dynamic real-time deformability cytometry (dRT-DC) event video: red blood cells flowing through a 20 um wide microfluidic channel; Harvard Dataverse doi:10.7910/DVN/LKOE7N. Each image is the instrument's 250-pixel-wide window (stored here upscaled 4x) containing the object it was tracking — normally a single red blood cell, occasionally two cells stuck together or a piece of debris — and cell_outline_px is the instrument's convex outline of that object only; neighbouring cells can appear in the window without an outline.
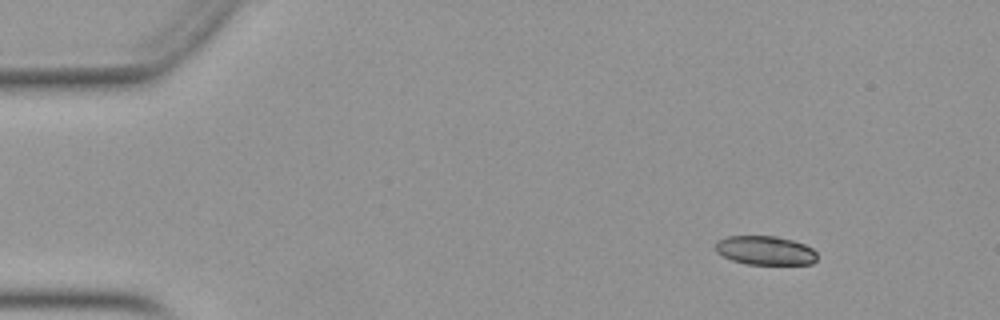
{"species": "Egyptian fruit bat (a non-hibernating species)", "species_latin": "Rousettus aegyptiacus", "temperature_condition": "warm", "stored_images_in_passage": 52, "camera_frame_rate_fps": 3000, "um_per_image_px": 0.085, "animal": {"sex": "female"}, "frame": {"image": 1, "passage_image": 6, "time_ms": 1.667, "image_size_px": [1000, 320], "cell_outline_px": [[816, 260], [812, 264], [748, 264], [732, 260], [716, 252], [716, 240], [728, 236], [776, 236], [792, 240], [804, 244], [812, 248], [816, 252]], "centroid_in_image_um": [65.04, 21.28], "position_along_channel_um": 20.0, "area_um2": 17.11}}
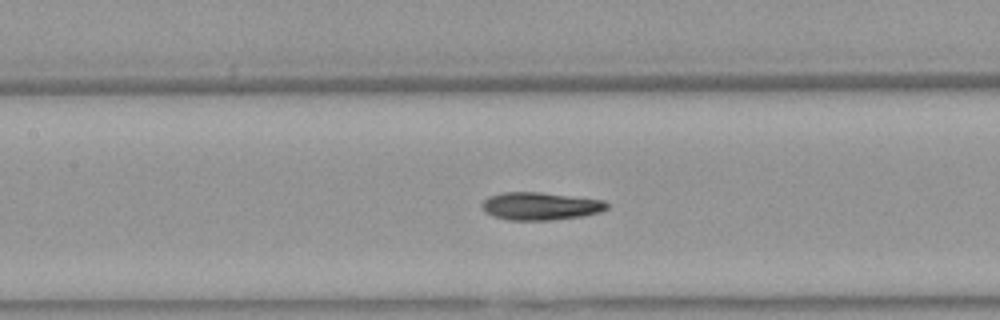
{"frame": {"image": 2, "passage_image": 24, "time_ms": 7.667, "image_size_px": [1000, 320], "cell_outline_px": [[608, 208], [600, 212], [584, 216], [552, 220], [508, 220], [492, 216], [484, 212], [480, 204], [488, 196], [504, 192], [540, 192], [604, 200], [608, 204]], "centroid_in_image_um": [45.91, 17.52], "position_along_channel_um": 161.5, "area_um2": 20.4}}
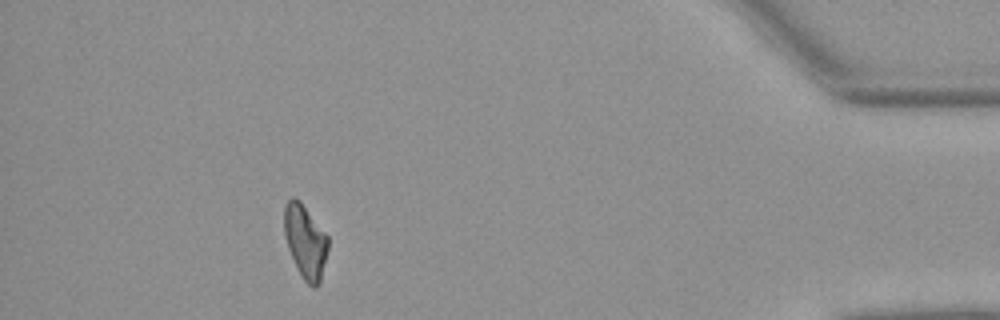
{"frame": {"image": 3, "passage_image": 47, "time_ms": 15.333, "image_size_px": [1000, 320], "cell_outline_px": [[328, 248], [320, 284], [316, 288], [312, 288], [304, 280], [288, 248], [284, 236], [284, 204], [292, 196], [296, 196], [300, 200], [328, 236]], "centroid_in_image_um": [25.95, 20.5], "position_along_channel_um": 409.3, "area_um2": 18.84}, "authors_computed_cell_mechanics": {"area_um2": 19.4208, "velocity_mm_per_s": 3.955, "shape_relaxation_time_tau1_ms": 5.879, "shape_relaxation_time_tau2_ms": 3.3717, "deformation_change_tau1": 0.1913, "deformation_change_tau2": 0.1039}}